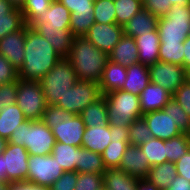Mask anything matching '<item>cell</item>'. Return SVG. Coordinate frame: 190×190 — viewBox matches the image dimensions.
I'll use <instances>...</instances> for the list:
<instances>
[{
    "mask_svg": "<svg viewBox=\"0 0 190 190\" xmlns=\"http://www.w3.org/2000/svg\"><path fill=\"white\" fill-rule=\"evenodd\" d=\"M138 180L118 168L106 169L103 174V184L106 190H137Z\"/></svg>",
    "mask_w": 190,
    "mask_h": 190,
    "instance_id": "30",
    "label": "cell"
},
{
    "mask_svg": "<svg viewBox=\"0 0 190 190\" xmlns=\"http://www.w3.org/2000/svg\"><path fill=\"white\" fill-rule=\"evenodd\" d=\"M166 190H190V182H188L184 177L177 175L175 180Z\"/></svg>",
    "mask_w": 190,
    "mask_h": 190,
    "instance_id": "53",
    "label": "cell"
},
{
    "mask_svg": "<svg viewBox=\"0 0 190 190\" xmlns=\"http://www.w3.org/2000/svg\"><path fill=\"white\" fill-rule=\"evenodd\" d=\"M66 6L70 14V32L74 37H82L87 34L95 23L94 0H58Z\"/></svg>",
    "mask_w": 190,
    "mask_h": 190,
    "instance_id": "12",
    "label": "cell"
},
{
    "mask_svg": "<svg viewBox=\"0 0 190 190\" xmlns=\"http://www.w3.org/2000/svg\"><path fill=\"white\" fill-rule=\"evenodd\" d=\"M126 77V67L108 60L99 82L101 93L105 95L109 92L122 89Z\"/></svg>",
    "mask_w": 190,
    "mask_h": 190,
    "instance_id": "24",
    "label": "cell"
},
{
    "mask_svg": "<svg viewBox=\"0 0 190 190\" xmlns=\"http://www.w3.org/2000/svg\"><path fill=\"white\" fill-rule=\"evenodd\" d=\"M105 172L106 168L100 153L83 147L78 148V173L104 174Z\"/></svg>",
    "mask_w": 190,
    "mask_h": 190,
    "instance_id": "32",
    "label": "cell"
},
{
    "mask_svg": "<svg viewBox=\"0 0 190 190\" xmlns=\"http://www.w3.org/2000/svg\"><path fill=\"white\" fill-rule=\"evenodd\" d=\"M143 8L157 18L162 17L166 13L165 0H143Z\"/></svg>",
    "mask_w": 190,
    "mask_h": 190,
    "instance_id": "49",
    "label": "cell"
},
{
    "mask_svg": "<svg viewBox=\"0 0 190 190\" xmlns=\"http://www.w3.org/2000/svg\"><path fill=\"white\" fill-rule=\"evenodd\" d=\"M9 189V183L0 182V190H8Z\"/></svg>",
    "mask_w": 190,
    "mask_h": 190,
    "instance_id": "60",
    "label": "cell"
},
{
    "mask_svg": "<svg viewBox=\"0 0 190 190\" xmlns=\"http://www.w3.org/2000/svg\"><path fill=\"white\" fill-rule=\"evenodd\" d=\"M8 142L25 147L29 155H49L56 141L52 130L42 120L26 119L14 129Z\"/></svg>",
    "mask_w": 190,
    "mask_h": 190,
    "instance_id": "3",
    "label": "cell"
},
{
    "mask_svg": "<svg viewBox=\"0 0 190 190\" xmlns=\"http://www.w3.org/2000/svg\"><path fill=\"white\" fill-rule=\"evenodd\" d=\"M188 79H190V70L188 71Z\"/></svg>",
    "mask_w": 190,
    "mask_h": 190,
    "instance_id": "61",
    "label": "cell"
},
{
    "mask_svg": "<svg viewBox=\"0 0 190 190\" xmlns=\"http://www.w3.org/2000/svg\"><path fill=\"white\" fill-rule=\"evenodd\" d=\"M162 110L165 113H169L170 116L174 119L173 121L175 124L178 125V127L183 132H189L190 131V117L187 115V113L184 111L182 106L175 101L174 98H172L163 108Z\"/></svg>",
    "mask_w": 190,
    "mask_h": 190,
    "instance_id": "42",
    "label": "cell"
},
{
    "mask_svg": "<svg viewBox=\"0 0 190 190\" xmlns=\"http://www.w3.org/2000/svg\"><path fill=\"white\" fill-rule=\"evenodd\" d=\"M70 14L66 6L58 0L51 2L49 8L44 12L31 27L70 29Z\"/></svg>",
    "mask_w": 190,
    "mask_h": 190,
    "instance_id": "18",
    "label": "cell"
},
{
    "mask_svg": "<svg viewBox=\"0 0 190 190\" xmlns=\"http://www.w3.org/2000/svg\"><path fill=\"white\" fill-rule=\"evenodd\" d=\"M77 81L72 62L68 58H61L39 81L46 104L56 105Z\"/></svg>",
    "mask_w": 190,
    "mask_h": 190,
    "instance_id": "4",
    "label": "cell"
},
{
    "mask_svg": "<svg viewBox=\"0 0 190 190\" xmlns=\"http://www.w3.org/2000/svg\"><path fill=\"white\" fill-rule=\"evenodd\" d=\"M43 36L62 58H67L74 36L70 29L32 27Z\"/></svg>",
    "mask_w": 190,
    "mask_h": 190,
    "instance_id": "21",
    "label": "cell"
},
{
    "mask_svg": "<svg viewBox=\"0 0 190 190\" xmlns=\"http://www.w3.org/2000/svg\"><path fill=\"white\" fill-rule=\"evenodd\" d=\"M25 25L21 9L14 7L6 15L0 16V40L9 33L21 30Z\"/></svg>",
    "mask_w": 190,
    "mask_h": 190,
    "instance_id": "37",
    "label": "cell"
},
{
    "mask_svg": "<svg viewBox=\"0 0 190 190\" xmlns=\"http://www.w3.org/2000/svg\"><path fill=\"white\" fill-rule=\"evenodd\" d=\"M26 25L19 31L7 34L0 40V54L6 57L19 70L24 63Z\"/></svg>",
    "mask_w": 190,
    "mask_h": 190,
    "instance_id": "16",
    "label": "cell"
},
{
    "mask_svg": "<svg viewBox=\"0 0 190 190\" xmlns=\"http://www.w3.org/2000/svg\"><path fill=\"white\" fill-rule=\"evenodd\" d=\"M150 168L149 159L145 157V153L140 147L129 145L122 155V161L118 169L132 177L144 179L148 177Z\"/></svg>",
    "mask_w": 190,
    "mask_h": 190,
    "instance_id": "17",
    "label": "cell"
},
{
    "mask_svg": "<svg viewBox=\"0 0 190 190\" xmlns=\"http://www.w3.org/2000/svg\"><path fill=\"white\" fill-rule=\"evenodd\" d=\"M139 147L145 153V157L149 159V165L151 167L167 162L164 140L152 137Z\"/></svg>",
    "mask_w": 190,
    "mask_h": 190,
    "instance_id": "35",
    "label": "cell"
},
{
    "mask_svg": "<svg viewBox=\"0 0 190 190\" xmlns=\"http://www.w3.org/2000/svg\"><path fill=\"white\" fill-rule=\"evenodd\" d=\"M18 81L0 86V108H6L16 103Z\"/></svg>",
    "mask_w": 190,
    "mask_h": 190,
    "instance_id": "46",
    "label": "cell"
},
{
    "mask_svg": "<svg viewBox=\"0 0 190 190\" xmlns=\"http://www.w3.org/2000/svg\"><path fill=\"white\" fill-rule=\"evenodd\" d=\"M108 57L110 61L124 67H129L139 63L138 49L135 39L133 37L123 35L119 43L108 54Z\"/></svg>",
    "mask_w": 190,
    "mask_h": 190,
    "instance_id": "23",
    "label": "cell"
},
{
    "mask_svg": "<svg viewBox=\"0 0 190 190\" xmlns=\"http://www.w3.org/2000/svg\"><path fill=\"white\" fill-rule=\"evenodd\" d=\"M141 112L162 110V108L172 99V94L160 85L150 82L141 92L140 96Z\"/></svg>",
    "mask_w": 190,
    "mask_h": 190,
    "instance_id": "19",
    "label": "cell"
},
{
    "mask_svg": "<svg viewBox=\"0 0 190 190\" xmlns=\"http://www.w3.org/2000/svg\"><path fill=\"white\" fill-rule=\"evenodd\" d=\"M28 157L25 147L7 142L5 151L0 154V182L27 180Z\"/></svg>",
    "mask_w": 190,
    "mask_h": 190,
    "instance_id": "7",
    "label": "cell"
},
{
    "mask_svg": "<svg viewBox=\"0 0 190 190\" xmlns=\"http://www.w3.org/2000/svg\"><path fill=\"white\" fill-rule=\"evenodd\" d=\"M80 116L85 127H95L97 125L101 127L108 126V109L105 96L102 95L99 99L89 104L81 111Z\"/></svg>",
    "mask_w": 190,
    "mask_h": 190,
    "instance_id": "27",
    "label": "cell"
},
{
    "mask_svg": "<svg viewBox=\"0 0 190 190\" xmlns=\"http://www.w3.org/2000/svg\"><path fill=\"white\" fill-rule=\"evenodd\" d=\"M7 140L0 137V154H2L5 151V147L7 145Z\"/></svg>",
    "mask_w": 190,
    "mask_h": 190,
    "instance_id": "59",
    "label": "cell"
},
{
    "mask_svg": "<svg viewBox=\"0 0 190 190\" xmlns=\"http://www.w3.org/2000/svg\"><path fill=\"white\" fill-rule=\"evenodd\" d=\"M52 1L54 0H26L21 9L25 24L31 26L47 11Z\"/></svg>",
    "mask_w": 190,
    "mask_h": 190,
    "instance_id": "39",
    "label": "cell"
},
{
    "mask_svg": "<svg viewBox=\"0 0 190 190\" xmlns=\"http://www.w3.org/2000/svg\"><path fill=\"white\" fill-rule=\"evenodd\" d=\"M73 116V113H70L56 105H47L41 120L43 122H59L62 120H69Z\"/></svg>",
    "mask_w": 190,
    "mask_h": 190,
    "instance_id": "45",
    "label": "cell"
},
{
    "mask_svg": "<svg viewBox=\"0 0 190 190\" xmlns=\"http://www.w3.org/2000/svg\"><path fill=\"white\" fill-rule=\"evenodd\" d=\"M130 145V141L111 140L110 144L101 153L103 164L106 169L119 168L122 155Z\"/></svg>",
    "mask_w": 190,
    "mask_h": 190,
    "instance_id": "33",
    "label": "cell"
},
{
    "mask_svg": "<svg viewBox=\"0 0 190 190\" xmlns=\"http://www.w3.org/2000/svg\"><path fill=\"white\" fill-rule=\"evenodd\" d=\"M157 17L142 8L125 25H123V35L137 38L151 32L157 28Z\"/></svg>",
    "mask_w": 190,
    "mask_h": 190,
    "instance_id": "22",
    "label": "cell"
},
{
    "mask_svg": "<svg viewBox=\"0 0 190 190\" xmlns=\"http://www.w3.org/2000/svg\"><path fill=\"white\" fill-rule=\"evenodd\" d=\"M16 104L26 119L41 120L47 104L39 81L18 80Z\"/></svg>",
    "mask_w": 190,
    "mask_h": 190,
    "instance_id": "9",
    "label": "cell"
},
{
    "mask_svg": "<svg viewBox=\"0 0 190 190\" xmlns=\"http://www.w3.org/2000/svg\"><path fill=\"white\" fill-rule=\"evenodd\" d=\"M190 117V79H187L172 95Z\"/></svg>",
    "mask_w": 190,
    "mask_h": 190,
    "instance_id": "47",
    "label": "cell"
},
{
    "mask_svg": "<svg viewBox=\"0 0 190 190\" xmlns=\"http://www.w3.org/2000/svg\"><path fill=\"white\" fill-rule=\"evenodd\" d=\"M130 145L140 146L152 138V132L149 130L143 117L135 119L128 126Z\"/></svg>",
    "mask_w": 190,
    "mask_h": 190,
    "instance_id": "40",
    "label": "cell"
},
{
    "mask_svg": "<svg viewBox=\"0 0 190 190\" xmlns=\"http://www.w3.org/2000/svg\"><path fill=\"white\" fill-rule=\"evenodd\" d=\"M25 120L23 112L16 103L6 108H0V137L8 141L14 129Z\"/></svg>",
    "mask_w": 190,
    "mask_h": 190,
    "instance_id": "28",
    "label": "cell"
},
{
    "mask_svg": "<svg viewBox=\"0 0 190 190\" xmlns=\"http://www.w3.org/2000/svg\"><path fill=\"white\" fill-rule=\"evenodd\" d=\"M177 175L184 177L190 182V149L175 163Z\"/></svg>",
    "mask_w": 190,
    "mask_h": 190,
    "instance_id": "50",
    "label": "cell"
},
{
    "mask_svg": "<svg viewBox=\"0 0 190 190\" xmlns=\"http://www.w3.org/2000/svg\"><path fill=\"white\" fill-rule=\"evenodd\" d=\"M13 8L14 6L8 0H0V16L6 15Z\"/></svg>",
    "mask_w": 190,
    "mask_h": 190,
    "instance_id": "56",
    "label": "cell"
},
{
    "mask_svg": "<svg viewBox=\"0 0 190 190\" xmlns=\"http://www.w3.org/2000/svg\"><path fill=\"white\" fill-rule=\"evenodd\" d=\"M127 77L122 90L140 96L141 92L150 83L148 66L137 63L126 67Z\"/></svg>",
    "mask_w": 190,
    "mask_h": 190,
    "instance_id": "26",
    "label": "cell"
},
{
    "mask_svg": "<svg viewBox=\"0 0 190 190\" xmlns=\"http://www.w3.org/2000/svg\"><path fill=\"white\" fill-rule=\"evenodd\" d=\"M177 177L176 165L170 161L152 166L148 179L158 190H166Z\"/></svg>",
    "mask_w": 190,
    "mask_h": 190,
    "instance_id": "29",
    "label": "cell"
},
{
    "mask_svg": "<svg viewBox=\"0 0 190 190\" xmlns=\"http://www.w3.org/2000/svg\"><path fill=\"white\" fill-rule=\"evenodd\" d=\"M184 45L183 43H160L159 61L183 66Z\"/></svg>",
    "mask_w": 190,
    "mask_h": 190,
    "instance_id": "38",
    "label": "cell"
},
{
    "mask_svg": "<svg viewBox=\"0 0 190 190\" xmlns=\"http://www.w3.org/2000/svg\"><path fill=\"white\" fill-rule=\"evenodd\" d=\"M95 23H116L114 0H94Z\"/></svg>",
    "mask_w": 190,
    "mask_h": 190,
    "instance_id": "41",
    "label": "cell"
},
{
    "mask_svg": "<svg viewBox=\"0 0 190 190\" xmlns=\"http://www.w3.org/2000/svg\"><path fill=\"white\" fill-rule=\"evenodd\" d=\"M111 140L130 141L128 126H110Z\"/></svg>",
    "mask_w": 190,
    "mask_h": 190,
    "instance_id": "52",
    "label": "cell"
},
{
    "mask_svg": "<svg viewBox=\"0 0 190 190\" xmlns=\"http://www.w3.org/2000/svg\"><path fill=\"white\" fill-rule=\"evenodd\" d=\"M64 173L56 159L49 155H29L27 181L50 187Z\"/></svg>",
    "mask_w": 190,
    "mask_h": 190,
    "instance_id": "10",
    "label": "cell"
},
{
    "mask_svg": "<svg viewBox=\"0 0 190 190\" xmlns=\"http://www.w3.org/2000/svg\"><path fill=\"white\" fill-rule=\"evenodd\" d=\"M24 53V63L18 70L19 79L24 81H40L62 58L43 36L28 25Z\"/></svg>",
    "mask_w": 190,
    "mask_h": 190,
    "instance_id": "1",
    "label": "cell"
},
{
    "mask_svg": "<svg viewBox=\"0 0 190 190\" xmlns=\"http://www.w3.org/2000/svg\"><path fill=\"white\" fill-rule=\"evenodd\" d=\"M142 117L152 132L153 138L165 141L183 133L170 114L163 110L150 111L144 113Z\"/></svg>",
    "mask_w": 190,
    "mask_h": 190,
    "instance_id": "15",
    "label": "cell"
},
{
    "mask_svg": "<svg viewBox=\"0 0 190 190\" xmlns=\"http://www.w3.org/2000/svg\"><path fill=\"white\" fill-rule=\"evenodd\" d=\"M51 130L55 141L82 147L85 124L80 115H74L69 120L59 122H44Z\"/></svg>",
    "mask_w": 190,
    "mask_h": 190,
    "instance_id": "14",
    "label": "cell"
},
{
    "mask_svg": "<svg viewBox=\"0 0 190 190\" xmlns=\"http://www.w3.org/2000/svg\"><path fill=\"white\" fill-rule=\"evenodd\" d=\"M19 80L18 70L0 54V86Z\"/></svg>",
    "mask_w": 190,
    "mask_h": 190,
    "instance_id": "44",
    "label": "cell"
},
{
    "mask_svg": "<svg viewBox=\"0 0 190 190\" xmlns=\"http://www.w3.org/2000/svg\"><path fill=\"white\" fill-rule=\"evenodd\" d=\"M150 82L160 85L172 95L188 79V71L173 63L156 62L148 66Z\"/></svg>",
    "mask_w": 190,
    "mask_h": 190,
    "instance_id": "11",
    "label": "cell"
},
{
    "mask_svg": "<svg viewBox=\"0 0 190 190\" xmlns=\"http://www.w3.org/2000/svg\"><path fill=\"white\" fill-rule=\"evenodd\" d=\"M108 109L109 126H129L143 116L140 98L122 89L104 95Z\"/></svg>",
    "mask_w": 190,
    "mask_h": 190,
    "instance_id": "5",
    "label": "cell"
},
{
    "mask_svg": "<svg viewBox=\"0 0 190 190\" xmlns=\"http://www.w3.org/2000/svg\"><path fill=\"white\" fill-rule=\"evenodd\" d=\"M8 190H51L48 186L34 184L31 181L10 182Z\"/></svg>",
    "mask_w": 190,
    "mask_h": 190,
    "instance_id": "51",
    "label": "cell"
},
{
    "mask_svg": "<svg viewBox=\"0 0 190 190\" xmlns=\"http://www.w3.org/2000/svg\"><path fill=\"white\" fill-rule=\"evenodd\" d=\"M103 174L78 173L74 190H102Z\"/></svg>",
    "mask_w": 190,
    "mask_h": 190,
    "instance_id": "43",
    "label": "cell"
},
{
    "mask_svg": "<svg viewBox=\"0 0 190 190\" xmlns=\"http://www.w3.org/2000/svg\"><path fill=\"white\" fill-rule=\"evenodd\" d=\"M175 4L188 5L190 0H165L166 12Z\"/></svg>",
    "mask_w": 190,
    "mask_h": 190,
    "instance_id": "57",
    "label": "cell"
},
{
    "mask_svg": "<svg viewBox=\"0 0 190 190\" xmlns=\"http://www.w3.org/2000/svg\"><path fill=\"white\" fill-rule=\"evenodd\" d=\"M134 39L138 49L139 63L150 66L159 61L160 39L157 28Z\"/></svg>",
    "mask_w": 190,
    "mask_h": 190,
    "instance_id": "20",
    "label": "cell"
},
{
    "mask_svg": "<svg viewBox=\"0 0 190 190\" xmlns=\"http://www.w3.org/2000/svg\"><path fill=\"white\" fill-rule=\"evenodd\" d=\"M78 148L56 141L52 149V157L62 167L64 172L77 171L78 172Z\"/></svg>",
    "mask_w": 190,
    "mask_h": 190,
    "instance_id": "31",
    "label": "cell"
},
{
    "mask_svg": "<svg viewBox=\"0 0 190 190\" xmlns=\"http://www.w3.org/2000/svg\"><path fill=\"white\" fill-rule=\"evenodd\" d=\"M137 190H158L148 179H139L137 182Z\"/></svg>",
    "mask_w": 190,
    "mask_h": 190,
    "instance_id": "55",
    "label": "cell"
},
{
    "mask_svg": "<svg viewBox=\"0 0 190 190\" xmlns=\"http://www.w3.org/2000/svg\"><path fill=\"white\" fill-rule=\"evenodd\" d=\"M167 161L176 163L190 149V136L183 132L179 136L165 140Z\"/></svg>",
    "mask_w": 190,
    "mask_h": 190,
    "instance_id": "34",
    "label": "cell"
},
{
    "mask_svg": "<svg viewBox=\"0 0 190 190\" xmlns=\"http://www.w3.org/2000/svg\"><path fill=\"white\" fill-rule=\"evenodd\" d=\"M111 142L110 126L101 127H85L82 139V147L84 149L102 153Z\"/></svg>",
    "mask_w": 190,
    "mask_h": 190,
    "instance_id": "25",
    "label": "cell"
},
{
    "mask_svg": "<svg viewBox=\"0 0 190 190\" xmlns=\"http://www.w3.org/2000/svg\"><path fill=\"white\" fill-rule=\"evenodd\" d=\"M160 43H183L190 35V4L173 5L157 19Z\"/></svg>",
    "mask_w": 190,
    "mask_h": 190,
    "instance_id": "6",
    "label": "cell"
},
{
    "mask_svg": "<svg viewBox=\"0 0 190 190\" xmlns=\"http://www.w3.org/2000/svg\"><path fill=\"white\" fill-rule=\"evenodd\" d=\"M102 95L99 83L78 80L72 87H69L63 97H60L56 106L74 115H80L81 111Z\"/></svg>",
    "mask_w": 190,
    "mask_h": 190,
    "instance_id": "8",
    "label": "cell"
},
{
    "mask_svg": "<svg viewBox=\"0 0 190 190\" xmlns=\"http://www.w3.org/2000/svg\"><path fill=\"white\" fill-rule=\"evenodd\" d=\"M184 45V59L183 67L189 71L190 70V35L183 42Z\"/></svg>",
    "mask_w": 190,
    "mask_h": 190,
    "instance_id": "54",
    "label": "cell"
},
{
    "mask_svg": "<svg viewBox=\"0 0 190 190\" xmlns=\"http://www.w3.org/2000/svg\"><path fill=\"white\" fill-rule=\"evenodd\" d=\"M73 64L79 81L100 82L103 70L109 60L108 54L96 48L84 36L72 39L67 57Z\"/></svg>",
    "mask_w": 190,
    "mask_h": 190,
    "instance_id": "2",
    "label": "cell"
},
{
    "mask_svg": "<svg viewBox=\"0 0 190 190\" xmlns=\"http://www.w3.org/2000/svg\"><path fill=\"white\" fill-rule=\"evenodd\" d=\"M77 171L64 172L61 177L55 181L51 186V190H74L77 181Z\"/></svg>",
    "mask_w": 190,
    "mask_h": 190,
    "instance_id": "48",
    "label": "cell"
},
{
    "mask_svg": "<svg viewBox=\"0 0 190 190\" xmlns=\"http://www.w3.org/2000/svg\"><path fill=\"white\" fill-rule=\"evenodd\" d=\"M123 36V27L116 23H94L84 36L96 48L109 54Z\"/></svg>",
    "mask_w": 190,
    "mask_h": 190,
    "instance_id": "13",
    "label": "cell"
},
{
    "mask_svg": "<svg viewBox=\"0 0 190 190\" xmlns=\"http://www.w3.org/2000/svg\"><path fill=\"white\" fill-rule=\"evenodd\" d=\"M15 8H20L22 9V7L25 4L26 0H8Z\"/></svg>",
    "mask_w": 190,
    "mask_h": 190,
    "instance_id": "58",
    "label": "cell"
},
{
    "mask_svg": "<svg viewBox=\"0 0 190 190\" xmlns=\"http://www.w3.org/2000/svg\"><path fill=\"white\" fill-rule=\"evenodd\" d=\"M116 24L125 25L143 8V0H114Z\"/></svg>",
    "mask_w": 190,
    "mask_h": 190,
    "instance_id": "36",
    "label": "cell"
}]
</instances>
